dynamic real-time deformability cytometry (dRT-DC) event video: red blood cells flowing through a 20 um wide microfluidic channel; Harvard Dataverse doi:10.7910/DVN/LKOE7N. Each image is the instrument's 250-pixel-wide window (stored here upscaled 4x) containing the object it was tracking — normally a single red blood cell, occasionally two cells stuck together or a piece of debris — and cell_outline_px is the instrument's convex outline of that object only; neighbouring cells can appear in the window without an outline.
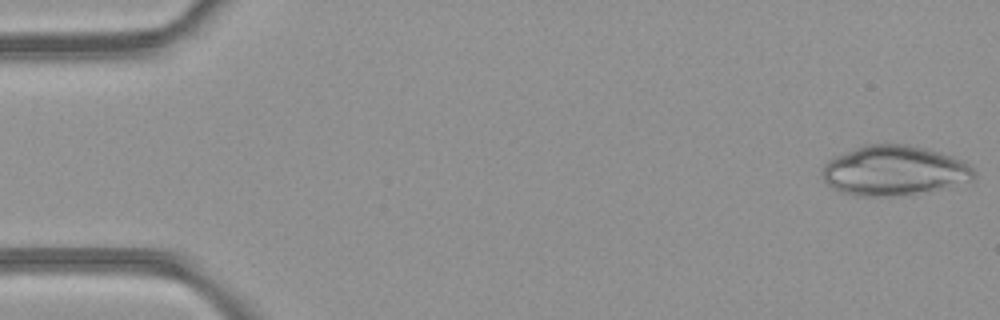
{"species": "common noctule bat (a hibernating species)", "species_latin": "Nyctalus noctula", "temperature_condition": "room temperature", "stored_images_in_passage": 49, "camera_frame_rate_fps": 3000, "um_per_image_px": 0.085, "animal": {"sex": "female", "body_mass_g": 21.9}, "frame": {"image": 1, "passage_image": 1, "time_ms": 0.0, "image_size_px": [1000, 320], "cell_outline_px": [[976, 180], [912, 196], [860, 196], [840, 192], [832, 188], [824, 180], [820, 172], [824, 164], [828, 160], [844, 152], [864, 144], [904, 144], [928, 148], [952, 156], [972, 168], [976, 176]], "centroid_in_image_um": [76.0, 14.52], "position_along_channel_um": 9.0, "area_um2": 44.68}}
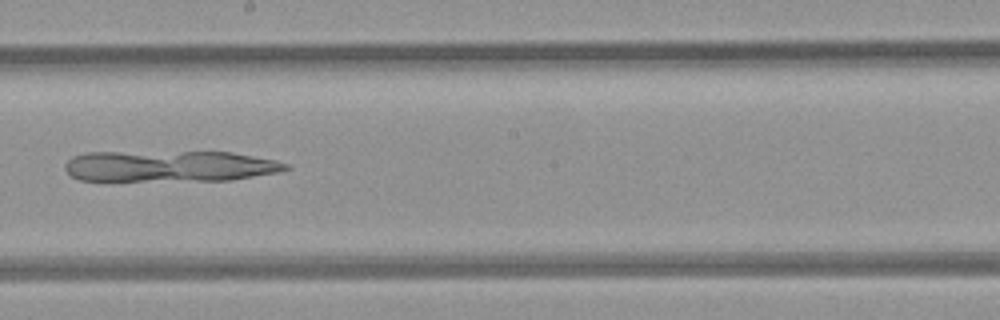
{"frame": {"image": 2, "passage_image": 27, "time_ms": 8.667, "image_size_px": [1000, 320], "cell_outline_px": [[292, 168], [276, 172], [232, 180], [80, 180], [72, 176], [64, 168], [64, 164], [72, 156], [88, 152], [232, 152], [276, 160], [288, 164]], "centroid_in_image_um": [14.42, 14.11], "position_along_channel_um": 233.8, "area_um2": 39.88}}
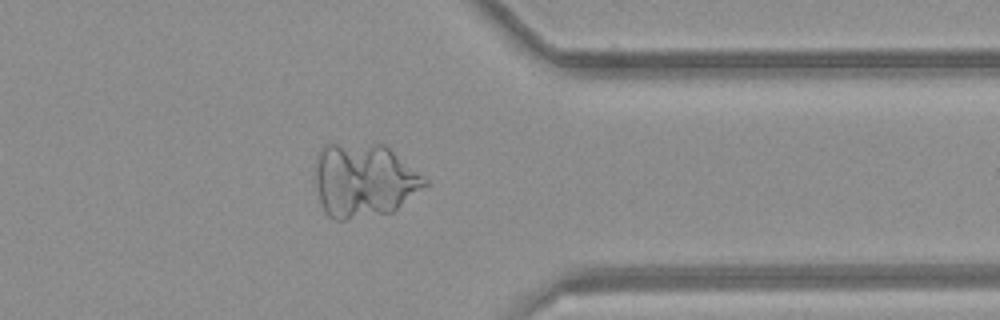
{"frame": {"image": 3, "passage_image": 38, "time_ms": 12.333, "image_size_px": [1000, 320], "cell_outline_px": [[428, 184], [392, 212], [348, 220], [336, 220], [328, 216], [324, 212], [320, 200], [316, 184], [316, 156], [320, 148], [324, 144], [384, 144], [428, 180]], "centroid_in_image_um": [30.91, 15.34], "position_along_channel_um": 380.5, "area_um2": 46.99}}